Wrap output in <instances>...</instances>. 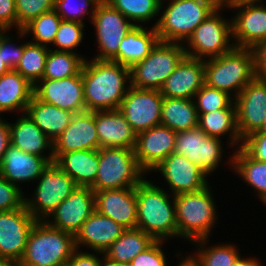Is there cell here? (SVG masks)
Returning a JSON list of instances; mask_svg holds the SVG:
<instances>
[{
  "mask_svg": "<svg viewBox=\"0 0 266 266\" xmlns=\"http://www.w3.org/2000/svg\"><path fill=\"white\" fill-rule=\"evenodd\" d=\"M182 258H180L181 262L177 266H201L200 261L192 253L187 255L186 257L182 256Z\"/></svg>",
  "mask_w": 266,
  "mask_h": 266,
  "instance_id": "54",
  "label": "cell"
},
{
  "mask_svg": "<svg viewBox=\"0 0 266 266\" xmlns=\"http://www.w3.org/2000/svg\"><path fill=\"white\" fill-rule=\"evenodd\" d=\"M100 0H56L55 11L65 21H75L85 24L84 16H90V22L92 21L95 8ZM92 6V7H91Z\"/></svg>",
  "mask_w": 266,
  "mask_h": 266,
  "instance_id": "42",
  "label": "cell"
},
{
  "mask_svg": "<svg viewBox=\"0 0 266 266\" xmlns=\"http://www.w3.org/2000/svg\"><path fill=\"white\" fill-rule=\"evenodd\" d=\"M229 162V163H228ZM241 181L254 188L259 200L266 203V162L252 159L241 147L227 161ZM256 190V191H255Z\"/></svg>",
  "mask_w": 266,
  "mask_h": 266,
  "instance_id": "34",
  "label": "cell"
},
{
  "mask_svg": "<svg viewBox=\"0 0 266 266\" xmlns=\"http://www.w3.org/2000/svg\"><path fill=\"white\" fill-rule=\"evenodd\" d=\"M198 118L194 99L163 97L161 125L180 132L198 127Z\"/></svg>",
  "mask_w": 266,
  "mask_h": 266,
  "instance_id": "35",
  "label": "cell"
},
{
  "mask_svg": "<svg viewBox=\"0 0 266 266\" xmlns=\"http://www.w3.org/2000/svg\"><path fill=\"white\" fill-rule=\"evenodd\" d=\"M144 178L136 186L137 229L155 240L178 237L174 195ZM173 196V197H172ZM171 198V201H170ZM173 198V199H172Z\"/></svg>",
  "mask_w": 266,
  "mask_h": 266,
  "instance_id": "2",
  "label": "cell"
},
{
  "mask_svg": "<svg viewBox=\"0 0 266 266\" xmlns=\"http://www.w3.org/2000/svg\"><path fill=\"white\" fill-rule=\"evenodd\" d=\"M125 230L121 224L95 210L74 236L75 247L86 246L93 252L104 253Z\"/></svg>",
  "mask_w": 266,
  "mask_h": 266,
  "instance_id": "24",
  "label": "cell"
},
{
  "mask_svg": "<svg viewBox=\"0 0 266 266\" xmlns=\"http://www.w3.org/2000/svg\"><path fill=\"white\" fill-rule=\"evenodd\" d=\"M228 9L238 11L231 18L235 47L254 50L266 40V4L241 3L230 5Z\"/></svg>",
  "mask_w": 266,
  "mask_h": 266,
  "instance_id": "15",
  "label": "cell"
},
{
  "mask_svg": "<svg viewBox=\"0 0 266 266\" xmlns=\"http://www.w3.org/2000/svg\"><path fill=\"white\" fill-rule=\"evenodd\" d=\"M260 262V263H259ZM231 266H262L261 261L256 257L243 258L241 255L233 262Z\"/></svg>",
  "mask_w": 266,
  "mask_h": 266,
  "instance_id": "53",
  "label": "cell"
},
{
  "mask_svg": "<svg viewBox=\"0 0 266 266\" xmlns=\"http://www.w3.org/2000/svg\"><path fill=\"white\" fill-rule=\"evenodd\" d=\"M36 222L25 205L12 211L0 212V258L20 262L29 234Z\"/></svg>",
  "mask_w": 266,
  "mask_h": 266,
  "instance_id": "16",
  "label": "cell"
},
{
  "mask_svg": "<svg viewBox=\"0 0 266 266\" xmlns=\"http://www.w3.org/2000/svg\"><path fill=\"white\" fill-rule=\"evenodd\" d=\"M198 126L211 137L222 138L227 135L228 146L241 147L242 138L237 127L236 108H225L209 113H198ZM222 136V137H221ZM230 142V143H229Z\"/></svg>",
  "mask_w": 266,
  "mask_h": 266,
  "instance_id": "33",
  "label": "cell"
},
{
  "mask_svg": "<svg viewBox=\"0 0 266 266\" xmlns=\"http://www.w3.org/2000/svg\"><path fill=\"white\" fill-rule=\"evenodd\" d=\"M25 113L52 142L69 126L74 115L71 111L43 102L35 96L27 105Z\"/></svg>",
  "mask_w": 266,
  "mask_h": 266,
  "instance_id": "30",
  "label": "cell"
},
{
  "mask_svg": "<svg viewBox=\"0 0 266 266\" xmlns=\"http://www.w3.org/2000/svg\"><path fill=\"white\" fill-rule=\"evenodd\" d=\"M17 29V14L15 0H0V31Z\"/></svg>",
  "mask_w": 266,
  "mask_h": 266,
  "instance_id": "49",
  "label": "cell"
},
{
  "mask_svg": "<svg viewBox=\"0 0 266 266\" xmlns=\"http://www.w3.org/2000/svg\"><path fill=\"white\" fill-rule=\"evenodd\" d=\"M162 0H106L134 25L150 22L158 17ZM140 23V24H139Z\"/></svg>",
  "mask_w": 266,
  "mask_h": 266,
  "instance_id": "40",
  "label": "cell"
},
{
  "mask_svg": "<svg viewBox=\"0 0 266 266\" xmlns=\"http://www.w3.org/2000/svg\"><path fill=\"white\" fill-rule=\"evenodd\" d=\"M0 116V166L4 158L5 151L11 144L9 122Z\"/></svg>",
  "mask_w": 266,
  "mask_h": 266,
  "instance_id": "52",
  "label": "cell"
},
{
  "mask_svg": "<svg viewBox=\"0 0 266 266\" xmlns=\"http://www.w3.org/2000/svg\"><path fill=\"white\" fill-rule=\"evenodd\" d=\"M0 266H21L20 262L9 258H0Z\"/></svg>",
  "mask_w": 266,
  "mask_h": 266,
  "instance_id": "56",
  "label": "cell"
},
{
  "mask_svg": "<svg viewBox=\"0 0 266 266\" xmlns=\"http://www.w3.org/2000/svg\"><path fill=\"white\" fill-rule=\"evenodd\" d=\"M241 148L254 160L266 162V132L255 131L242 140Z\"/></svg>",
  "mask_w": 266,
  "mask_h": 266,
  "instance_id": "48",
  "label": "cell"
},
{
  "mask_svg": "<svg viewBox=\"0 0 266 266\" xmlns=\"http://www.w3.org/2000/svg\"><path fill=\"white\" fill-rule=\"evenodd\" d=\"M34 96V86L16 70L0 77V115L4 112H26Z\"/></svg>",
  "mask_w": 266,
  "mask_h": 266,
  "instance_id": "32",
  "label": "cell"
},
{
  "mask_svg": "<svg viewBox=\"0 0 266 266\" xmlns=\"http://www.w3.org/2000/svg\"><path fill=\"white\" fill-rule=\"evenodd\" d=\"M225 6L221 4L211 15L200 23L193 34L184 43L186 56L206 60L216 58L230 52L234 47L232 20L225 19L220 10Z\"/></svg>",
  "mask_w": 266,
  "mask_h": 266,
  "instance_id": "9",
  "label": "cell"
},
{
  "mask_svg": "<svg viewBox=\"0 0 266 266\" xmlns=\"http://www.w3.org/2000/svg\"><path fill=\"white\" fill-rule=\"evenodd\" d=\"M8 31H0V51H2L4 63L11 69L14 70L24 51V44L21 43L17 46V43H13V36L6 34Z\"/></svg>",
  "mask_w": 266,
  "mask_h": 266,
  "instance_id": "47",
  "label": "cell"
},
{
  "mask_svg": "<svg viewBox=\"0 0 266 266\" xmlns=\"http://www.w3.org/2000/svg\"><path fill=\"white\" fill-rule=\"evenodd\" d=\"M165 241L156 240L149 248L132 259L128 266H169L162 250Z\"/></svg>",
  "mask_w": 266,
  "mask_h": 266,
  "instance_id": "46",
  "label": "cell"
},
{
  "mask_svg": "<svg viewBox=\"0 0 266 266\" xmlns=\"http://www.w3.org/2000/svg\"><path fill=\"white\" fill-rule=\"evenodd\" d=\"M51 163L48 157L26 153L9 145L0 166V174L13 185L37 181L44 169ZM20 183V184H19Z\"/></svg>",
  "mask_w": 266,
  "mask_h": 266,
  "instance_id": "25",
  "label": "cell"
},
{
  "mask_svg": "<svg viewBox=\"0 0 266 266\" xmlns=\"http://www.w3.org/2000/svg\"><path fill=\"white\" fill-rule=\"evenodd\" d=\"M84 252L76 249L70 260L67 262L70 266H103L105 263L104 254L101 252ZM98 253V255H97ZM102 258H99L100 255Z\"/></svg>",
  "mask_w": 266,
  "mask_h": 266,
  "instance_id": "50",
  "label": "cell"
},
{
  "mask_svg": "<svg viewBox=\"0 0 266 266\" xmlns=\"http://www.w3.org/2000/svg\"><path fill=\"white\" fill-rule=\"evenodd\" d=\"M256 78L266 80V40L255 49Z\"/></svg>",
  "mask_w": 266,
  "mask_h": 266,
  "instance_id": "51",
  "label": "cell"
},
{
  "mask_svg": "<svg viewBox=\"0 0 266 266\" xmlns=\"http://www.w3.org/2000/svg\"><path fill=\"white\" fill-rule=\"evenodd\" d=\"M34 96L46 103L76 113L86 111L82 71L79 75L56 79H41L34 86Z\"/></svg>",
  "mask_w": 266,
  "mask_h": 266,
  "instance_id": "17",
  "label": "cell"
},
{
  "mask_svg": "<svg viewBox=\"0 0 266 266\" xmlns=\"http://www.w3.org/2000/svg\"><path fill=\"white\" fill-rule=\"evenodd\" d=\"M240 137L257 131L266 116V80L254 78L234 99Z\"/></svg>",
  "mask_w": 266,
  "mask_h": 266,
  "instance_id": "18",
  "label": "cell"
},
{
  "mask_svg": "<svg viewBox=\"0 0 266 266\" xmlns=\"http://www.w3.org/2000/svg\"><path fill=\"white\" fill-rule=\"evenodd\" d=\"M253 2H264L263 0H221V3L228 8L230 5L241 4V3H253Z\"/></svg>",
  "mask_w": 266,
  "mask_h": 266,
  "instance_id": "55",
  "label": "cell"
},
{
  "mask_svg": "<svg viewBox=\"0 0 266 266\" xmlns=\"http://www.w3.org/2000/svg\"><path fill=\"white\" fill-rule=\"evenodd\" d=\"M177 132L158 125L137 134L134 148L139 166L150 172L174 152Z\"/></svg>",
  "mask_w": 266,
  "mask_h": 266,
  "instance_id": "20",
  "label": "cell"
},
{
  "mask_svg": "<svg viewBox=\"0 0 266 266\" xmlns=\"http://www.w3.org/2000/svg\"><path fill=\"white\" fill-rule=\"evenodd\" d=\"M54 163L72 178L77 186L91 187L95 183L99 164V149L53 153Z\"/></svg>",
  "mask_w": 266,
  "mask_h": 266,
  "instance_id": "28",
  "label": "cell"
},
{
  "mask_svg": "<svg viewBox=\"0 0 266 266\" xmlns=\"http://www.w3.org/2000/svg\"><path fill=\"white\" fill-rule=\"evenodd\" d=\"M10 70L11 69L4 63L2 51H0V77Z\"/></svg>",
  "mask_w": 266,
  "mask_h": 266,
  "instance_id": "57",
  "label": "cell"
},
{
  "mask_svg": "<svg viewBox=\"0 0 266 266\" xmlns=\"http://www.w3.org/2000/svg\"><path fill=\"white\" fill-rule=\"evenodd\" d=\"M162 103L160 90L130 86L118 110L138 134L161 125Z\"/></svg>",
  "mask_w": 266,
  "mask_h": 266,
  "instance_id": "13",
  "label": "cell"
},
{
  "mask_svg": "<svg viewBox=\"0 0 266 266\" xmlns=\"http://www.w3.org/2000/svg\"><path fill=\"white\" fill-rule=\"evenodd\" d=\"M86 58L79 53L55 51L49 49L46 57L45 70L42 79H56L79 75Z\"/></svg>",
  "mask_w": 266,
  "mask_h": 266,
  "instance_id": "36",
  "label": "cell"
},
{
  "mask_svg": "<svg viewBox=\"0 0 266 266\" xmlns=\"http://www.w3.org/2000/svg\"><path fill=\"white\" fill-rule=\"evenodd\" d=\"M185 56L184 43L159 40L144 60L130 68L131 86L160 90Z\"/></svg>",
  "mask_w": 266,
  "mask_h": 266,
  "instance_id": "8",
  "label": "cell"
},
{
  "mask_svg": "<svg viewBox=\"0 0 266 266\" xmlns=\"http://www.w3.org/2000/svg\"><path fill=\"white\" fill-rule=\"evenodd\" d=\"M61 266H70L68 263L64 264V265H61Z\"/></svg>",
  "mask_w": 266,
  "mask_h": 266,
  "instance_id": "60",
  "label": "cell"
},
{
  "mask_svg": "<svg viewBox=\"0 0 266 266\" xmlns=\"http://www.w3.org/2000/svg\"><path fill=\"white\" fill-rule=\"evenodd\" d=\"M9 128L13 146L29 154L48 157L50 162H54L53 142L26 113L21 114L15 123H9ZM47 150H50L48 156L44 155Z\"/></svg>",
  "mask_w": 266,
  "mask_h": 266,
  "instance_id": "27",
  "label": "cell"
},
{
  "mask_svg": "<svg viewBox=\"0 0 266 266\" xmlns=\"http://www.w3.org/2000/svg\"><path fill=\"white\" fill-rule=\"evenodd\" d=\"M36 182L32 198L25 197V206L37 221H45L77 187L54 162L49 163Z\"/></svg>",
  "mask_w": 266,
  "mask_h": 266,
  "instance_id": "10",
  "label": "cell"
},
{
  "mask_svg": "<svg viewBox=\"0 0 266 266\" xmlns=\"http://www.w3.org/2000/svg\"><path fill=\"white\" fill-rule=\"evenodd\" d=\"M91 23L99 48V53L93 58L112 61L118 55L121 41L134 24L106 1L97 4Z\"/></svg>",
  "mask_w": 266,
  "mask_h": 266,
  "instance_id": "11",
  "label": "cell"
},
{
  "mask_svg": "<svg viewBox=\"0 0 266 266\" xmlns=\"http://www.w3.org/2000/svg\"><path fill=\"white\" fill-rule=\"evenodd\" d=\"M257 131L266 132V116L263 120L262 126Z\"/></svg>",
  "mask_w": 266,
  "mask_h": 266,
  "instance_id": "58",
  "label": "cell"
},
{
  "mask_svg": "<svg viewBox=\"0 0 266 266\" xmlns=\"http://www.w3.org/2000/svg\"><path fill=\"white\" fill-rule=\"evenodd\" d=\"M136 187L95 191L96 211L126 229L137 225Z\"/></svg>",
  "mask_w": 266,
  "mask_h": 266,
  "instance_id": "21",
  "label": "cell"
},
{
  "mask_svg": "<svg viewBox=\"0 0 266 266\" xmlns=\"http://www.w3.org/2000/svg\"><path fill=\"white\" fill-rule=\"evenodd\" d=\"M99 148L95 111L74 114L69 126L53 141V153L97 150Z\"/></svg>",
  "mask_w": 266,
  "mask_h": 266,
  "instance_id": "22",
  "label": "cell"
},
{
  "mask_svg": "<svg viewBox=\"0 0 266 266\" xmlns=\"http://www.w3.org/2000/svg\"><path fill=\"white\" fill-rule=\"evenodd\" d=\"M156 240L141 229H126L103 253L105 263L113 266H128L139 253L149 248Z\"/></svg>",
  "mask_w": 266,
  "mask_h": 266,
  "instance_id": "31",
  "label": "cell"
},
{
  "mask_svg": "<svg viewBox=\"0 0 266 266\" xmlns=\"http://www.w3.org/2000/svg\"><path fill=\"white\" fill-rule=\"evenodd\" d=\"M103 266H113V265H110V264L104 263Z\"/></svg>",
  "mask_w": 266,
  "mask_h": 266,
  "instance_id": "59",
  "label": "cell"
},
{
  "mask_svg": "<svg viewBox=\"0 0 266 266\" xmlns=\"http://www.w3.org/2000/svg\"><path fill=\"white\" fill-rule=\"evenodd\" d=\"M255 77L253 49L234 47L230 52L219 57L204 60L205 84L234 96V99Z\"/></svg>",
  "mask_w": 266,
  "mask_h": 266,
  "instance_id": "4",
  "label": "cell"
},
{
  "mask_svg": "<svg viewBox=\"0 0 266 266\" xmlns=\"http://www.w3.org/2000/svg\"><path fill=\"white\" fill-rule=\"evenodd\" d=\"M82 80L86 111L117 110L131 86L130 68L111 60L86 59Z\"/></svg>",
  "mask_w": 266,
  "mask_h": 266,
  "instance_id": "1",
  "label": "cell"
},
{
  "mask_svg": "<svg viewBox=\"0 0 266 266\" xmlns=\"http://www.w3.org/2000/svg\"><path fill=\"white\" fill-rule=\"evenodd\" d=\"M95 210L94 191L90 187L77 186L74 191L57 206L45 222L51 227L63 230L75 236L83 223Z\"/></svg>",
  "mask_w": 266,
  "mask_h": 266,
  "instance_id": "14",
  "label": "cell"
},
{
  "mask_svg": "<svg viewBox=\"0 0 266 266\" xmlns=\"http://www.w3.org/2000/svg\"><path fill=\"white\" fill-rule=\"evenodd\" d=\"M204 84V60L185 56L167 77L160 92L163 97L194 99Z\"/></svg>",
  "mask_w": 266,
  "mask_h": 266,
  "instance_id": "23",
  "label": "cell"
},
{
  "mask_svg": "<svg viewBox=\"0 0 266 266\" xmlns=\"http://www.w3.org/2000/svg\"><path fill=\"white\" fill-rule=\"evenodd\" d=\"M164 3L162 0L160 17L153 27L160 41L175 43L186 42L196 27L222 4L221 0H170L167 6Z\"/></svg>",
  "mask_w": 266,
  "mask_h": 266,
  "instance_id": "3",
  "label": "cell"
},
{
  "mask_svg": "<svg viewBox=\"0 0 266 266\" xmlns=\"http://www.w3.org/2000/svg\"><path fill=\"white\" fill-rule=\"evenodd\" d=\"M152 171L161 173L174 196L199 191L208 185V176L185 156L176 153L170 154Z\"/></svg>",
  "mask_w": 266,
  "mask_h": 266,
  "instance_id": "19",
  "label": "cell"
},
{
  "mask_svg": "<svg viewBox=\"0 0 266 266\" xmlns=\"http://www.w3.org/2000/svg\"><path fill=\"white\" fill-rule=\"evenodd\" d=\"M139 166L134 149L101 147L94 192L136 187L146 176Z\"/></svg>",
  "mask_w": 266,
  "mask_h": 266,
  "instance_id": "7",
  "label": "cell"
},
{
  "mask_svg": "<svg viewBox=\"0 0 266 266\" xmlns=\"http://www.w3.org/2000/svg\"><path fill=\"white\" fill-rule=\"evenodd\" d=\"M22 190L0 174V212L12 211L24 206L26 196Z\"/></svg>",
  "mask_w": 266,
  "mask_h": 266,
  "instance_id": "45",
  "label": "cell"
},
{
  "mask_svg": "<svg viewBox=\"0 0 266 266\" xmlns=\"http://www.w3.org/2000/svg\"><path fill=\"white\" fill-rule=\"evenodd\" d=\"M143 26L134 25L131 28L119 45L118 55L112 61L131 68L149 55L159 37L155 27L148 29Z\"/></svg>",
  "mask_w": 266,
  "mask_h": 266,
  "instance_id": "29",
  "label": "cell"
},
{
  "mask_svg": "<svg viewBox=\"0 0 266 266\" xmlns=\"http://www.w3.org/2000/svg\"><path fill=\"white\" fill-rule=\"evenodd\" d=\"M84 27L79 22L62 20L52 44L58 48L53 50L77 53L74 49L84 40Z\"/></svg>",
  "mask_w": 266,
  "mask_h": 266,
  "instance_id": "43",
  "label": "cell"
},
{
  "mask_svg": "<svg viewBox=\"0 0 266 266\" xmlns=\"http://www.w3.org/2000/svg\"><path fill=\"white\" fill-rule=\"evenodd\" d=\"M221 141L220 138L208 136L198 126L177 132L173 153L185 156L209 176L223 162L225 149Z\"/></svg>",
  "mask_w": 266,
  "mask_h": 266,
  "instance_id": "12",
  "label": "cell"
},
{
  "mask_svg": "<svg viewBox=\"0 0 266 266\" xmlns=\"http://www.w3.org/2000/svg\"><path fill=\"white\" fill-rule=\"evenodd\" d=\"M209 184L199 191L174 196L178 238L194 242L210 237L218 216Z\"/></svg>",
  "mask_w": 266,
  "mask_h": 266,
  "instance_id": "5",
  "label": "cell"
},
{
  "mask_svg": "<svg viewBox=\"0 0 266 266\" xmlns=\"http://www.w3.org/2000/svg\"><path fill=\"white\" fill-rule=\"evenodd\" d=\"M61 21V17L55 10L43 13L28 23L22 30H18V39L32 34L33 41L30 42L47 47L51 46Z\"/></svg>",
  "mask_w": 266,
  "mask_h": 266,
  "instance_id": "38",
  "label": "cell"
},
{
  "mask_svg": "<svg viewBox=\"0 0 266 266\" xmlns=\"http://www.w3.org/2000/svg\"><path fill=\"white\" fill-rule=\"evenodd\" d=\"M56 0H15L17 31L22 30L33 19L55 9Z\"/></svg>",
  "mask_w": 266,
  "mask_h": 266,
  "instance_id": "44",
  "label": "cell"
},
{
  "mask_svg": "<svg viewBox=\"0 0 266 266\" xmlns=\"http://www.w3.org/2000/svg\"><path fill=\"white\" fill-rule=\"evenodd\" d=\"M76 250L74 235L37 221L20 260L21 266H61Z\"/></svg>",
  "mask_w": 266,
  "mask_h": 266,
  "instance_id": "6",
  "label": "cell"
},
{
  "mask_svg": "<svg viewBox=\"0 0 266 266\" xmlns=\"http://www.w3.org/2000/svg\"><path fill=\"white\" fill-rule=\"evenodd\" d=\"M95 125L100 148H135L137 133L118 109L95 111Z\"/></svg>",
  "mask_w": 266,
  "mask_h": 266,
  "instance_id": "26",
  "label": "cell"
},
{
  "mask_svg": "<svg viewBox=\"0 0 266 266\" xmlns=\"http://www.w3.org/2000/svg\"><path fill=\"white\" fill-rule=\"evenodd\" d=\"M197 113H209L218 109L236 108L234 97L204 84L194 97Z\"/></svg>",
  "mask_w": 266,
  "mask_h": 266,
  "instance_id": "41",
  "label": "cell"
},
{
  "mask_svg": "<svg viewBox=\"0 0 266 266\" xmlns=\"http://www.w3.org/2000/svg\"><path fill=\"white\" fill-rule=\"evenodd\" d=\"M209 238H203L192 242L197 248L193 254L200 261L201 266H231L240 256L236 245L220 244L207 246Z\"/></svg>",
  "mask_w": 266,
  "mask_h": 266,
  "instance_id": "39",
  "label": "cell"
},
{
  "mask_svg": "<svg viewBox=\"0 0 266 266\" xmlns=\"http://www.w3.org/2000/svg\"><path fill=\"white\" fill-rule=\"evenodd\" d=\"M48 52L47 46L25 42L22 57L14 70L35 86L43 78Z\"/></svg>",
  "mask_w": 266,
  "mask_h": 266,
  "instance_id": "37",
  "label": "cell"
}]
</instances>
